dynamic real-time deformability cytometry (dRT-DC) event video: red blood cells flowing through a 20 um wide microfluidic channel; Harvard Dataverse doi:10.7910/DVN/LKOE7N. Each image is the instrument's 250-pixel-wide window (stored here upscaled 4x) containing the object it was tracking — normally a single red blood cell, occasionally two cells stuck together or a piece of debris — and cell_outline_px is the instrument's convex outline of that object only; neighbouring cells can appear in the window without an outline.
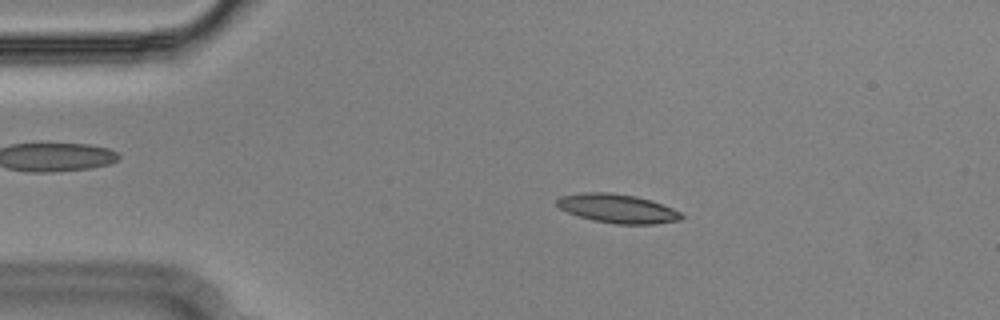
{"species": "Egyptian fruit bat (a non-hibernating species)", "species_latin": "Rousettus aegyptiacus", "temperature_condition": "cold", "stored_images_in_passage": 54, "camera_frame_rate_fps": 3000, "um_per_image_px": 0.085, "animal": {"sex": "male"}, "frame": {"image": 1, "passage_image": 10, "time_ms": 3.0, "image_size_px": [1000, 320], "cell_outline_px": [[684, 216], [680, 220], [656, 224], [616, 224], [592, 220], [568, 212], [560, 208], [556, 204], [556, 200], [560, 196], [584, 192], [608, 192], [636, 196], [672, 208], [680, 212]], "centroid_in_image_um": [52.47, 17.73], "position_along_channel_um": 32.5, "area_um2": 20.81}}
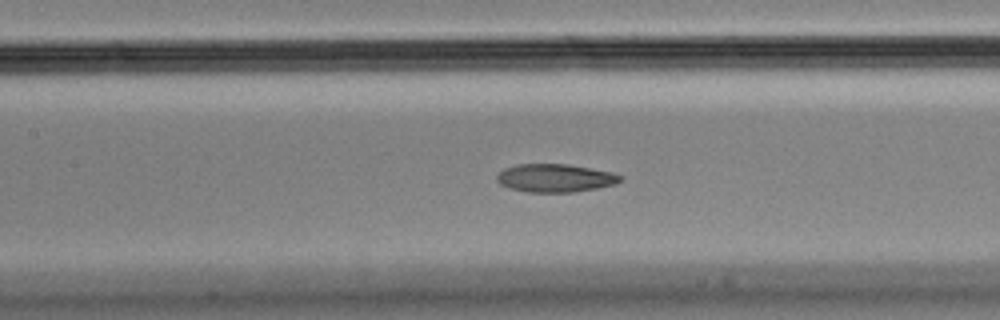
{"frame": {"image": 2, "passage_image": 24, "time_ms": 7.667, "image_size_px": [1000, 320], "cell_outline_px": [[624, 176], [616, 184], [596, 188], [572, 192], [528, 192], [508, 188], [500, 184], [496, 180], [496, 176], [504, 168], [516, 164], [568, 164], [612, 172]], "centroid_in_image_um": [47.17, 15.13], "position_along_channel_um": 160.2, "area_um2": 20.29}}
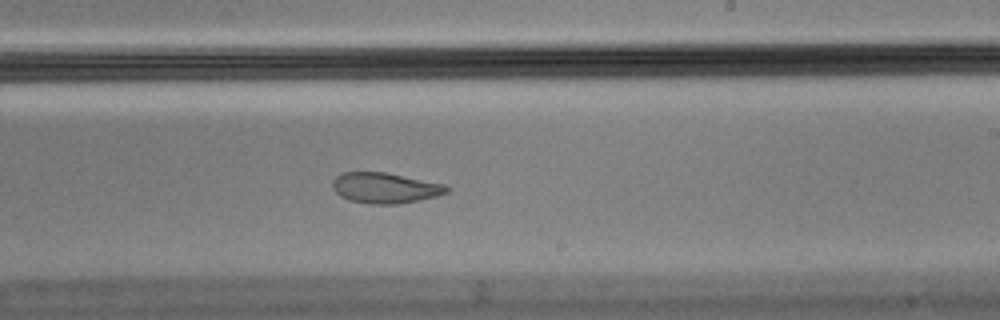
{"frame": {"image": 3, "passage_image": 32, "time_ms": 10.333, "image_size_px": [1000, 320], "cell_outline_px": [[448, 192], [436, 196], [420, 200], [400, 204], [368, 204], [348, 200], [340, 196], [332, 188], [332, 184], [336, 176], [344, 172], [384, 172], [444, 184], [448, 188]], "centroid_in_image_um": [32.7, 15.98], "position_along_channel_um": 256.3, "area_um2": 20.29}, "authors_computed_cell_mechanics": {"area_um2": 21.1259, "velocity_mm_per_s": 3.6113, "shape_relaxation_time_tau1_ms": null, "shape_relaxation_time_tau2_ms": 3.556, "deformation_change_tau1": null, "deformation_change_tau2": 0.0987}}